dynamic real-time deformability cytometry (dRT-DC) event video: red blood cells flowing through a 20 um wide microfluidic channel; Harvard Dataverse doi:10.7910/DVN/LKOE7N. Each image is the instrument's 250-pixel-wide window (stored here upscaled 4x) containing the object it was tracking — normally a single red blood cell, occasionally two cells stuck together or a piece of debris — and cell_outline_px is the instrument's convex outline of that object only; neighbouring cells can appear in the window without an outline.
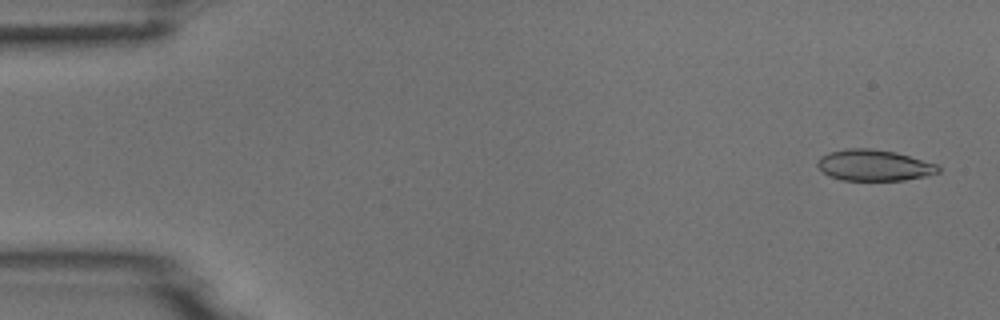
{"species": "common noctule bat (a hibernating species)", "species_latin": "Nyctalus noctula", "temperature_condition": "room temperature", "stored_images_in_passage": 52, "camera_frame_rate_fps": 3000, "um_per_image_px": 0.085, "animal": {"sex": "male", "body_mass_g": 18.8}, "frame": {"image": 1, "passage_image": 2, "time_ms": 0.333, "image_size_px": [1000, 320], "cell_outline_px": [[940, 172], [928, 176], [904, 180], [840, 180], [828, 176], [816, 164], [820, 156], [828, 152], [844, 148], [868, 148], [896, 152], [936, 164], [940, 168]], "centroid_in_image_um": [74.27, 14.05], "position_along_channel_um": 10.7, "area_um2": 22.02}}
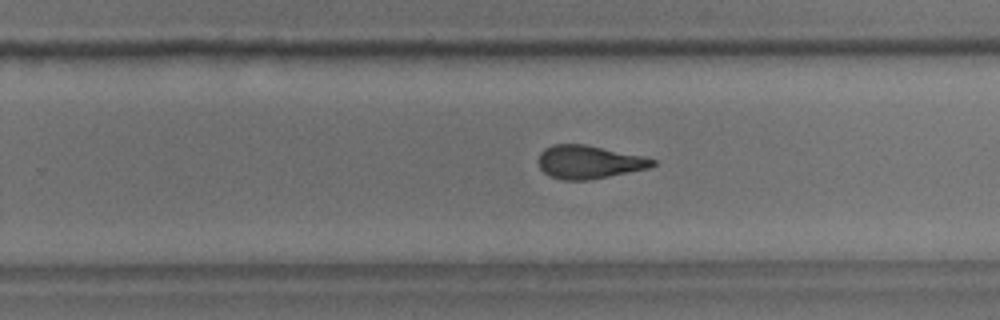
{"frame": {"image": 2, "passage_image": 33, "time_ms": 10.667, "image_size_px": [1000, 320], "cell_outline_px": [[656, 164], [648, 168], [588, 180], [564, 180], [552, 176], [544, 172], [540, 168], [536, 160], [540, 152], [544, 148], [552, 144], [584, 144], [644, 156], [656, 160]], "centroid_in_image_um": [50.02, 13.76], "position_along_channel_um": 279.8, "area_um2": 22.08}}
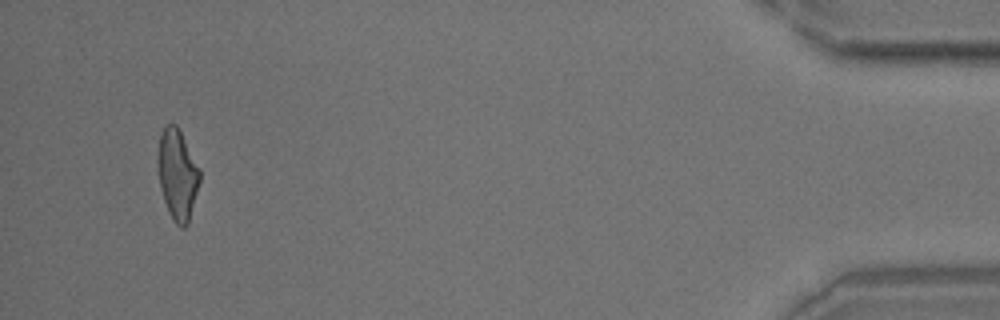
{"frame": {"image": 3, "passage_image": 50, "time_ms": 16.333, "image_size_px": [1000, 320], "cell_outline_px": [[200, 180], [188, 224], [184, 228], [180, 228], [172, 220], [168, 212], [160, 188], [156, 160], [160, 136], [164, 124], [176, 124], [200, 168]], "centroid_in_image_um": [15.06, 14.84], "position_along_channel_um": 420.1, "area_um2": 22.31}}